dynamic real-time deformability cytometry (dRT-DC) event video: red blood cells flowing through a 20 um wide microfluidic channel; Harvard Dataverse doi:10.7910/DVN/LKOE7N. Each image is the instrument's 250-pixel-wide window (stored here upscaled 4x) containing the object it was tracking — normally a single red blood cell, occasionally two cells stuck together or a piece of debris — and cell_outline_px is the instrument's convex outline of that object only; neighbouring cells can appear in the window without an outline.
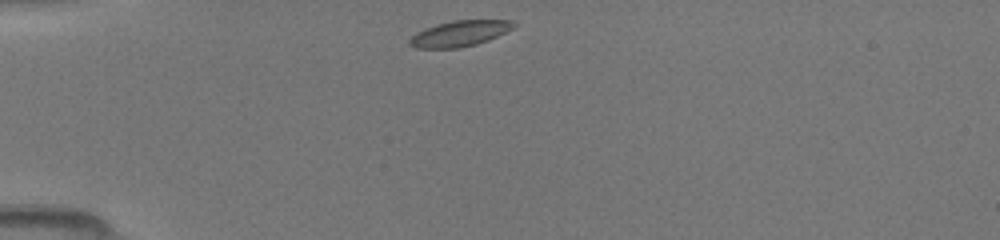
{"species": "common noctule bat (a hibernating species)", "species_latin": "Nyctalus noctula", "temperature_condition": "room temperature", "stored_images_in_passage": 37, "camera_frame_rate_fps": 3000, "um_per_image_px": 0.085, "animal": {"sex": "female", "body_mass_g": 19.5, "forearm_length_mm": 54.1}, "frame": {"image": 1, "passage_image": 1, "time_ms": 0.0, "image_size_px": [1000, 240], "cell_outline_px": [[516, 24], [512, 28], [488, 40], [476, 44], [460, 48], [416, 48], [408, 44], [408, 40], [416, 32], [424, 28], [436, 24], [452, 20], [512, 20]], "centroid_in_image_um": [39.02, 2.85], "position_along_channel_um": 46.0, "area_um2": 15.61}}
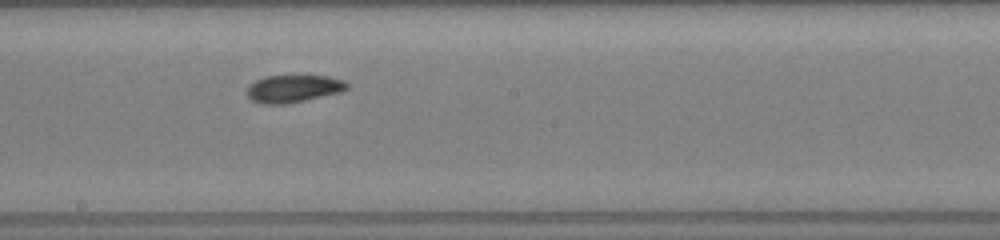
{"frame": {"image": 2, "passage_image": 16, "time_ms": 5.0, "image_size_px": [1000, 240], "cell_outline_px": [[348, 88], [340, 92], [304, 100], [284, 104], [264, 104], [252, 100], [248, 96], [248, 84], [264, 76], [328, 76], [344, 80], [348, 84]], "centroid_in_image_um": [24.93, 7.52], "position_along_channel_um": 223.3, "area_um2": 15.84}}
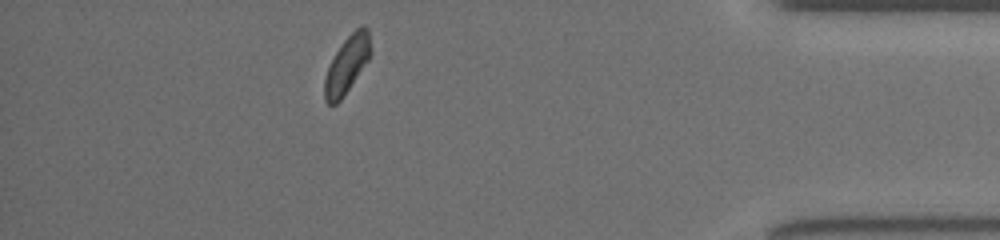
{"frame": {"image": 3, "passage_image": 32, "time_ms": 10.333, "image_size_px": [1000, 240], "cell_outline_px": [[368, 60], [340, 100], [336, 104], [328, 104], [324, 100], [324, 80], [328, 68], [340, 44], [356, 28], [364, 24], [368, 28]], "centroid_in_image_um": [29.44, 5.51], "position_along_channel_um": 405.8, "area_um2": 14.68}}